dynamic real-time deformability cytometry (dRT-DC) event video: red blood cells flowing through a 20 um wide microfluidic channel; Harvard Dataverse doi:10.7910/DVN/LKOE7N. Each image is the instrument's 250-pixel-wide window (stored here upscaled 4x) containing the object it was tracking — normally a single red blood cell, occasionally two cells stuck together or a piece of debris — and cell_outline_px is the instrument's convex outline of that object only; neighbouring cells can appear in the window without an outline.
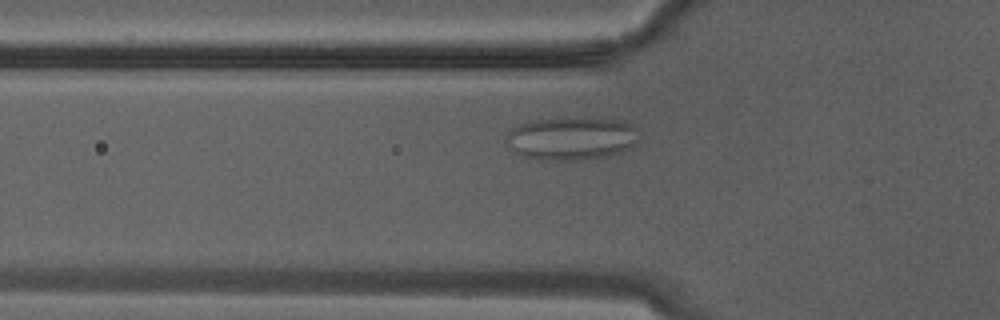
{"species": "Egyptian fruit bat (a non-hibernating species)", "species_latin": "Rousettus aegyptiacus", "temperature_condition": "warm", "stored_images_in_passage": 3, "camera_frame_rate_fps": 3000, "um_per_image_px": 0.085, "animal": {"sex": "male"}, "frame": {"image": 1, "passage_image": 2, "time_ms": 0.333, "image_size_px": [1000, 320], "cell_outline_px": [[640, 140], [628, 148], [620, 152], [604, 156], [572, 160], [536, 160], [524, 156], [516, 152], [504, 140], [508, 132], [520, 124], [532, 120], [604, 116], [620, 120], [632, 124], [636, 128]], "centroid_in_image_um": [48.61, 11.73], "position_along_channel_um": 77.2, "area_um2": 33.64}}